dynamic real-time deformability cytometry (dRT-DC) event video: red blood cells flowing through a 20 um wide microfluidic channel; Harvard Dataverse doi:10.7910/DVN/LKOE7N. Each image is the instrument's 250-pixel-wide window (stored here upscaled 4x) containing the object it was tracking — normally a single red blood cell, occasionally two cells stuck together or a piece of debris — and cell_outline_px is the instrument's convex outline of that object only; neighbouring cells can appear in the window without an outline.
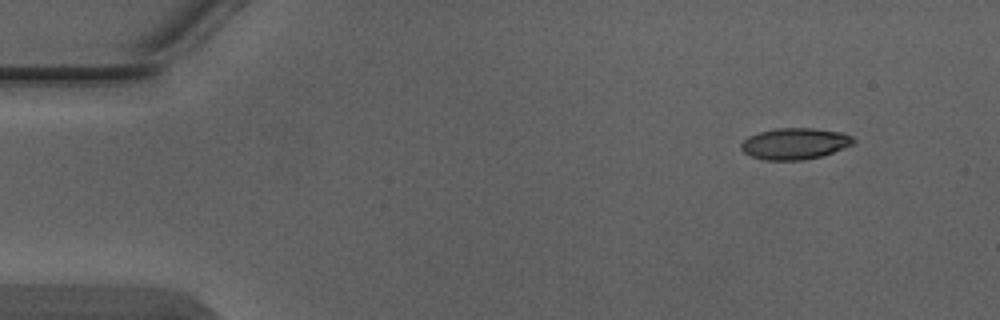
{"species": "Egyptian fruit bat (a non-hibernating species)", "species_latin": "Rousettus aegyptiacus", "temperature_condition": "warm", "stored_images_in_passage": 6, "camera_frame_rate_fps": 3000, "um_per_image_px": 0.085, "animal": {"sex": "male"}, "frame": {"image": 1, "passage_image": 1, "time_ms": 0.0, "image_size_px": [1000, 320], "cell_outline_px": [[856, 140], [852, 144], [832, 152], [820, 156], [800, 160], [764, 160], [752, 156], [744, 152], [740, 148], [740, 144], [748, 136], [760, 132], [776, 128], [812, 128], [844, 132], [852, 136]], "centroid_in_image_um": [67.55, 12.2], "position_along_channel_um": 17.5, "area_um2": 20.4}}
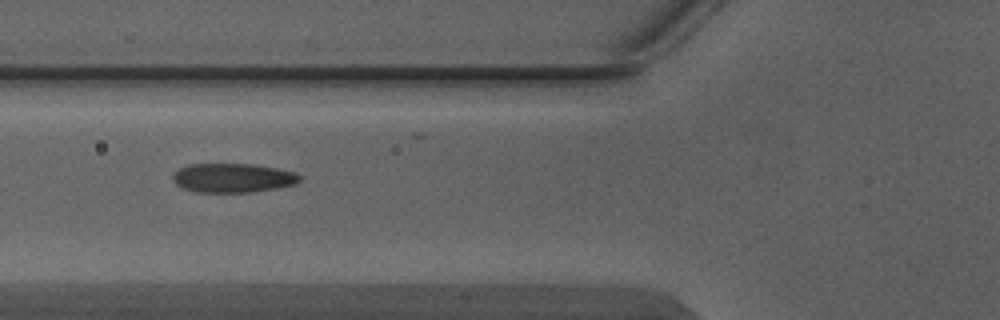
{"frame": {"image": 2, "passage_image": 5, "time_ms": 1.333, "image_size_px": [1000, 320], "cell_outline_px": [[300, 180], [296, 184], [276, 188], [252, 192], [196, 192], [180, 188], [172, 180], [172, 176], [180, 168], [192, 164], [252, 164], [276, 168], [296, 172], [300, 176]], "centroid_in_image_um": [19.78, 15.13], "position_along_channel_um": 106.0, "area_um2": 21.56}}
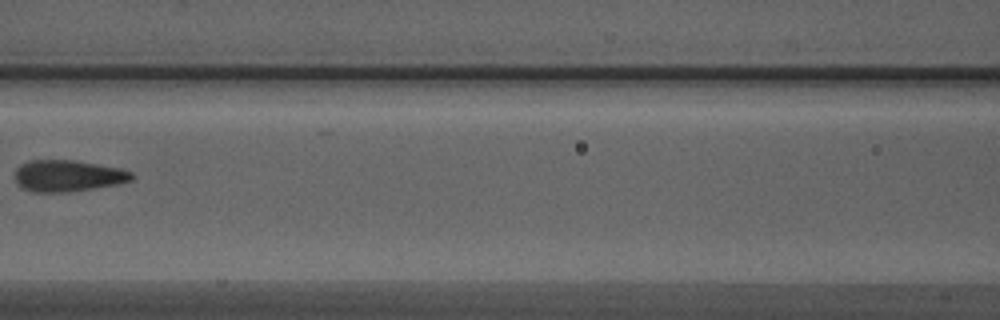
{"frame": {"image": 3, "passage_image": 6, "time_ms": 1.667, "image_size_px": [1000, 320], "cell_outline_px": [[136, 176], [132, 180], [116, 184], [68, 192], [32, 192], [16, 184], [16, 168], [20, 164], [28, 160], [72, 160], [120, 168], [132, 172]], "centroid_in_image_um": [5.75, 14.94], "position_along_channel_um": 160.8, "area_um2": 21.39}}